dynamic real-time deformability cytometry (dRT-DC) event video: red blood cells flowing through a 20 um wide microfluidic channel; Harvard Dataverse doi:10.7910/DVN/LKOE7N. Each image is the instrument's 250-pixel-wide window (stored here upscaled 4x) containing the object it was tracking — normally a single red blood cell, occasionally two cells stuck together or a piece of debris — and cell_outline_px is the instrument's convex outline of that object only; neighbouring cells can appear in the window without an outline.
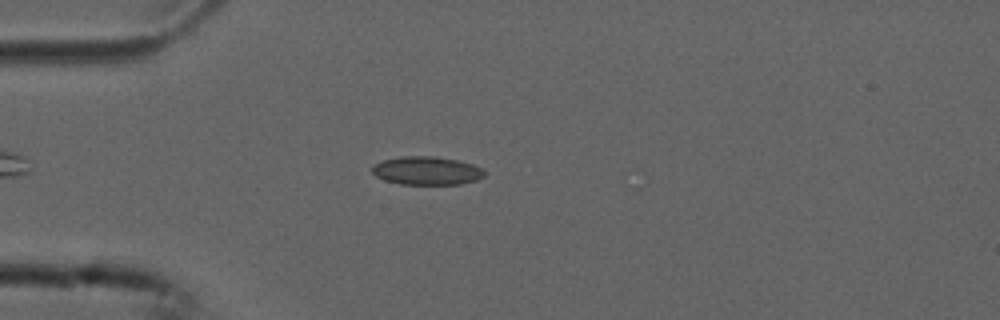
{"species": "common noctule bat (a hibernating species)", "species_latin": "Nyctalus noctula", "temperature_condition": "cold", "stored_images_in_passage": 4, "camera_frame_rate_fps": 3000, "um_per_image_px": 0.085, "animal": {"sex": "male", "forearm_length_mm": 52.5}, "frame": {"image": 1, "passage_image": 3, "time_ms": 0.667, "image_size_px": [1000, 320], "cell_outline_px": [[484, 176], [476, 180], [460, 184], [400, 184], [384, 180], [376, 176], [372, 172], [372, 168], [376, 164], [384, 160], [400, 156], [432, 156], [456, 160], [472, 164], [484, 168]], "centroid_in_image_um": [36.28, 14.51], "position_along_channel_um": 48.7, "area_um2": 18.44}}